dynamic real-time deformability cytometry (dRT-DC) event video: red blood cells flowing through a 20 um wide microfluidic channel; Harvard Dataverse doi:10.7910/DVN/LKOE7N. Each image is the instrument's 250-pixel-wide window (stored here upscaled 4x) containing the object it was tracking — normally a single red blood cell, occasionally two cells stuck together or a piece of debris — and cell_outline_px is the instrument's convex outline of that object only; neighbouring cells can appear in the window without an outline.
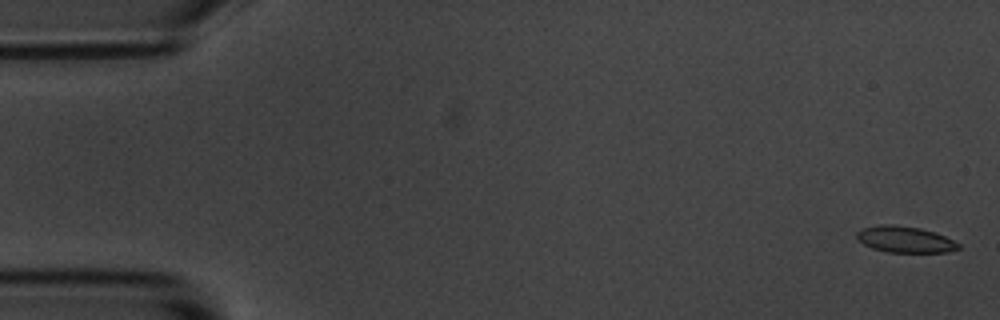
{"species": "common noctule bat (a hibernating species)", "species_latin": "Nyctalus noctula", "temperature_condition": "room temperature", "stored_images_in_passage": 5, "camera_frame_rate_fps": 3000, "um_per_image_px": 0.085, "animal": {"sex": "male", "body_mass_g": 20.1, "forearm_length_mm": 53.5}, "frame": {"image": 1, "passage_image": 1, "time_ms": 0.0, "image_size_px": [1000, 320], "cell_outline_px": [[960, 248], [948, 252], [888, 252], [872, 248], [856, 240], [856, 232], [860, 228], [880, 224], [892, 224], [920, 228], [944, 236], [960, 244]], "centroid_in_image_um": [76.86, 20.34], "position_along_channel_um": 8.1, "area_um2": 15.61}}